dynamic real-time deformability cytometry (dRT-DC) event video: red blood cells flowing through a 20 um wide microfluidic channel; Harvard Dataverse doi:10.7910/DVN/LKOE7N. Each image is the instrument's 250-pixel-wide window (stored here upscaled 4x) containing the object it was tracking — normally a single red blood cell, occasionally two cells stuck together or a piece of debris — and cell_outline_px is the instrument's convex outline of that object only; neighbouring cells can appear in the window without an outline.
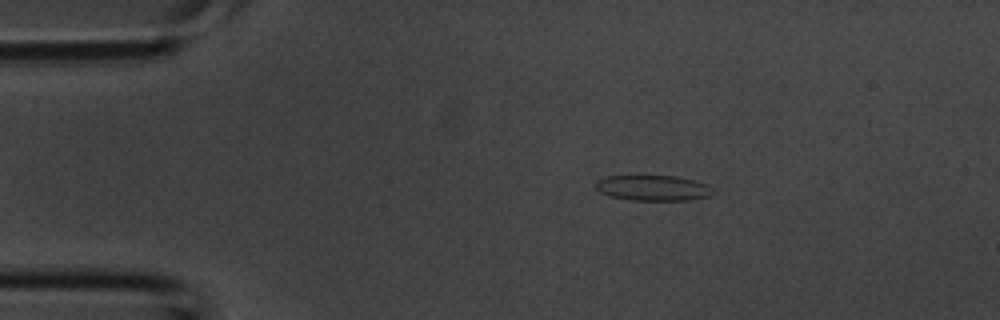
{"species": "common noctule bat (a hibernating species)", "species_latin": "Nyctalus noctula", "temperature_condition": "room temperature", "stored_images_in_passage": 2, "camera_frame_rate_fps": 3000, "um_per_image_px": 0.085, "animal": {"sex": "male", "body_mass_g": 20.1, "forearm_length_mm": 53.5}, "frame": {"image": 1, "passage_image": 2, "time_ms": 0.333, "image_size_px": [1000, 320], "cell_outline_px": [[712, 192], [708, 196], [692, 200], [632, 200], [612, 196], [600, 192], [592, 184], [596, 180], [604, 176], [676, 176], [708, 184], [712, 188]], "centroid_in_image_um": [55.46, 15.97], "position_along_channel_um": 29.5, "area_um2": 17.4}}